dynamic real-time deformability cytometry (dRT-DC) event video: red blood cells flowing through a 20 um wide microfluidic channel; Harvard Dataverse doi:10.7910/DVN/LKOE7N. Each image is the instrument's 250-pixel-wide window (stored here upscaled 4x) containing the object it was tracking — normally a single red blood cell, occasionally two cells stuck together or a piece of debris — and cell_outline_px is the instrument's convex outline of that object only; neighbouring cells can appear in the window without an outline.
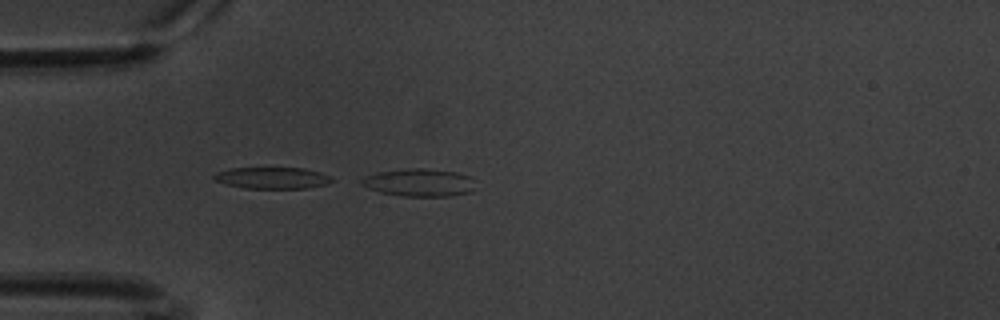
{"species": "common noctule bat (a hibernating species)", "species_latin": "Nyctalus noctula", "temperature_condition": "warm", "stored_images_in_passage": 6, "camera_frame_rate_fps": 3000, "um_per_image_px": 0.085, "animal": {"sex": "male", "body_mass_g": 20.1, "forearm_length_mm": 53.5}, "frame": {"image": 1, "passage_image": 6, "time_ms": 1.667, "image_size_px": [1000, 320], "cell_outline_px": [[472, 192], [448, 196], [400, 196], [380, 192], [368, 188], [360, 184], [360, 180], [364, 176], [376, 172], [408, 168], [424, 168], [456, 172], [472, 176]], "centroid_in_image_um": [35.59, 15.51], "position_along_channel_um": 49.4, "area_um2": 18.5}}